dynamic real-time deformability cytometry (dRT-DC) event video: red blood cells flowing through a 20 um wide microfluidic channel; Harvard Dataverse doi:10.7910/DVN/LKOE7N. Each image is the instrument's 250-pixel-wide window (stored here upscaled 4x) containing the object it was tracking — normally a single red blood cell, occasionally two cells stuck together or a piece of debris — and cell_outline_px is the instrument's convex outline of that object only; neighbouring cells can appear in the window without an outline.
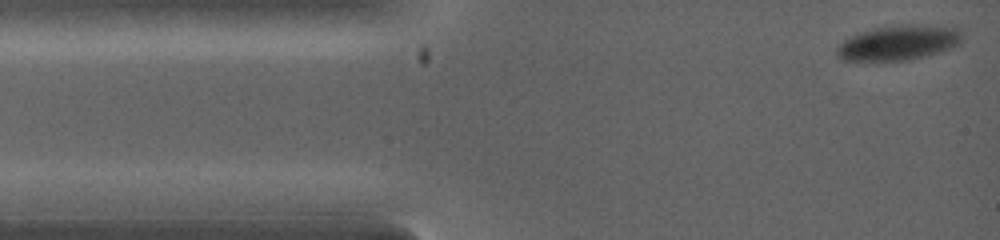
{"species": "common noctule bat (a hibernating species)", "species_latin": "Nyctalus noctula", "temperature_condition": "warm", "stored_images_in_passage": 8, "camera_frame_rate_fps": 5000, "um_per_image_px": 0.085, "animal": {"sex": "female", "body_mass_g": 19.0, "forearm_length_mm": 53.3}, "frame": {"image": 1, "passage_image": 1, "time_ms": 0.0, "image_size_px": [1000, 240], "cell_outline_px": [[964, 36], [960, 44], [952, 48], [924, 56], [908, 60], [876, 64], [872, 64], [844, 60], [836, 52], [836, 48], [844, 40], [852, 36], [872, 28], [900, 24], [920, 24], [956, 28]], "centroid_in_image_um": [76.35, 3.67], "position_along_channel_um": 8.7, "area_um2": 26.3}}
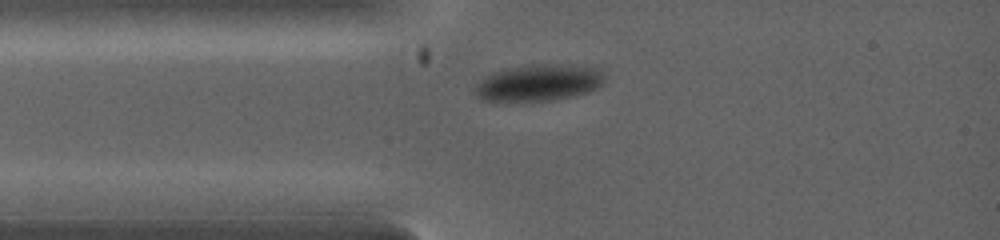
{"frame": {"image": 2, "passage_image": 7, "time_ms": 1.6, "image_size_px": [1000, 240], "cell_outline_px": [[604, 84], [588, 92], [572, 96], [548, 100], [484, 100], [476, 96], [472, 88], [484, 76], [492, 72], [512, 68], [536, 64], [540, 64], [600, 68], [604, 72]], "centroid_in_image_um": [45.78, 7.03], "position_along_channel_um": 39.2, "area_um2": 27.17}}